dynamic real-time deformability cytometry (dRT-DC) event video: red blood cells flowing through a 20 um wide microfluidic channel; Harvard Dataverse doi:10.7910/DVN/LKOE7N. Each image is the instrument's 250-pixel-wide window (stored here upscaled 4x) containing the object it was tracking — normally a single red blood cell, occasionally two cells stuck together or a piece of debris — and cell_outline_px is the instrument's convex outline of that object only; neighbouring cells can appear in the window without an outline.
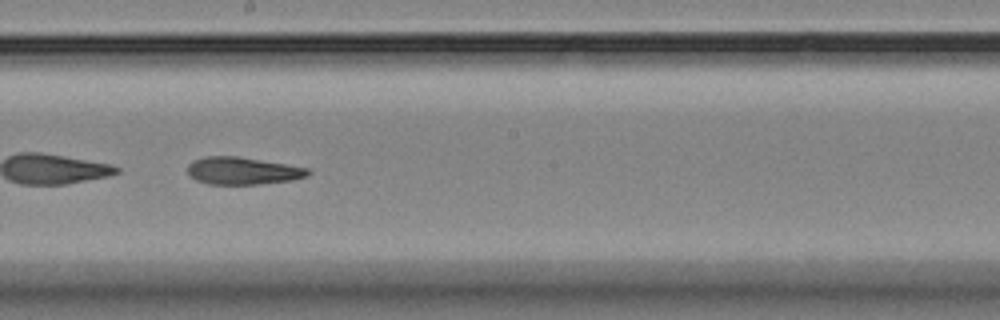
{"species": "Egyptian fruit bat (a non-hibernating species)", "species_latin": "Rousettus aegyptiacus", "temperature_condition": "room temperature", "stored_images_in_passage": 15, "camera_frame_rate_fps": 3000, "um_per_image_px": 0.085, "animal": {"sex": "female"}, "frame": {"image": 1, "passage_image": 9, "time_ms": 9.333, "image_size_px": [1000, 320], "cell_outline_px": [[312, 172], [308, 176], [292, 180], [260, 184], [208, 184], [196, 180], [188, 176], [188, 164], [192, 160], [204, 156], [236, 156], [308, 168]], "centroid_in_image_um": [20.59, 14.52], "position_along_channel_um": 227.6, "area_um2": 19.25}}
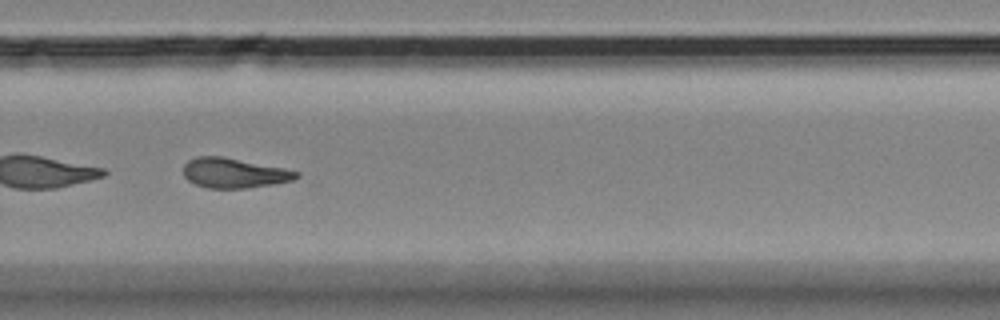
{"frame": {"image": 2, "passage_image": 11, "time_ms": 11.667, "image_size_px": [1000, 320], "cell_outline_px": [[300, 176], [292, 180], [272, 184], [248, 188], [208, 188], [196, 184], [188, 180], [184, 176], [184, 164], [188, 160], [196, 156], [220, 156], [284, 168], [300, 172]], "centroid_in_image_um": [19.89, 14.7], "position_along_channel_um": 309.9, "area_um2": 19.54}, "authors_computed_cell_mechanics": {"area_um2": 20.4034, "velocity_mm_per_s": 3.5547, "shape_relaxation_time_tau1_ms": 11.2726, "shape_relaxation_time_tau2_ms": 3.2493, "deformation_change_tau1": 0.2449, "deformation_change_tau2": 0.1039}}